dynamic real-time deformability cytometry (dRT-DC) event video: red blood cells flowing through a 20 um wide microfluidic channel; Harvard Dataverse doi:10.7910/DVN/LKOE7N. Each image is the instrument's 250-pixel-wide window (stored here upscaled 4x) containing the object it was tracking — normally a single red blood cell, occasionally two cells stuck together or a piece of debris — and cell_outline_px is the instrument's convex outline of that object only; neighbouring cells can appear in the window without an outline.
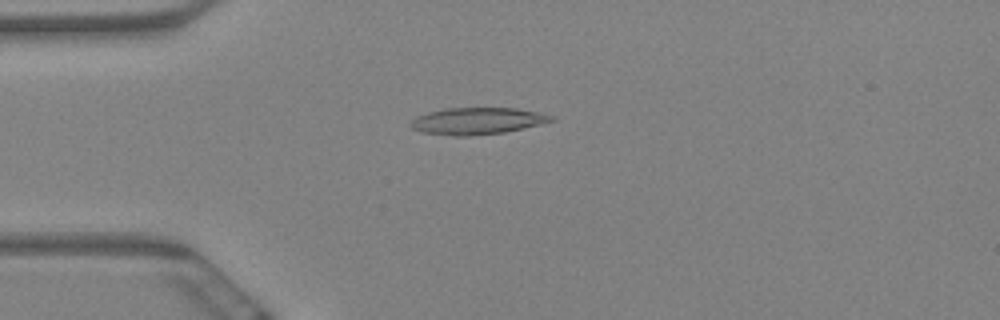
{"species": "Egyptian fruit bat (a non-hibernating species)", "species_latin": "Rousettus aegyptiacus", "temperature_condition": "warm", "stored_images_in_passage": 7, "camera_frame_rate_fps": 3000, "um_per_image_px": 0.085, "animal": {"sex": "female"}, "frame": {"image": 1, "passage_image": 5, "time_ms": 1.333, "image_size_px": [1000, 320], "cell_outline_px": [[556, 120], [540, 124], [504, 132], [468, 136], [456, 136], [424, 132], [412, 128], [408, 124], [416, 116], [428, 112], [444, 108], [516, 108], [556, 116]], "centroid_in_image_um": [40.56, 10.27], "position_along_channel_um": 44.4, "area_um2": 21.85}}
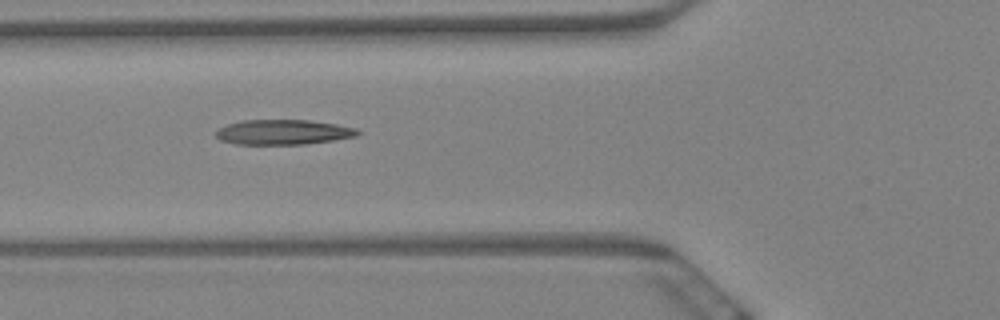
{"frame": {"image": 2, "passage_image": 7, "time_ms": 2.0, "image_size_px": [1000, 320], "cell_outline_px": [[364, 132], [356, 136], [332, 140], [304, 144], [236, 144], [220, 140], [216, 136], [216, 132], [220, 128], [228, 124], [244, 120], [308, 120], [336, 124], [356, 128]], "centroid_in_image_um": [24.1, 11.23], "position_along_channel_um": 101.7, "area_um2": 20.52}}